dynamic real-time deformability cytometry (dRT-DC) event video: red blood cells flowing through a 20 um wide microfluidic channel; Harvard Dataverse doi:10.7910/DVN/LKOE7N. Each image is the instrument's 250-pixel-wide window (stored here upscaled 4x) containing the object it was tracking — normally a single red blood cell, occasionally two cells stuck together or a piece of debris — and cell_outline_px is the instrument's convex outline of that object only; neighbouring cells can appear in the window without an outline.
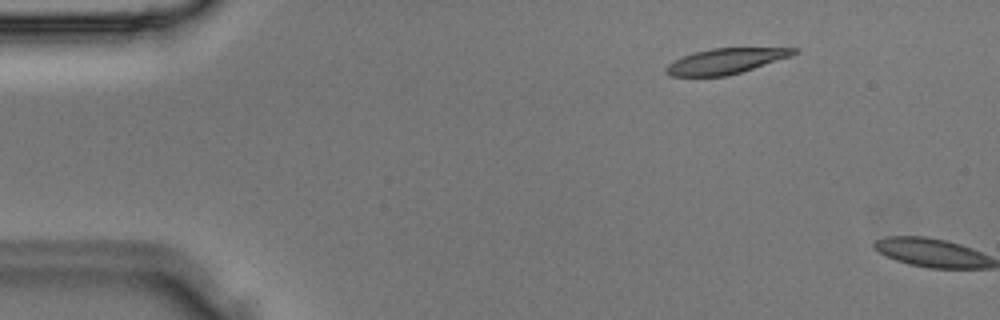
{"species": "Egyptian fruit bat (a non-hibernating species)", "species_latin": "Rousettus aegyptiacus", "temperature_condition": "room temperature", "stored_images_in_passage": 2, "camera_frame_rate_fps": 3000, "um_per_image_px": 0.085, "animal": {"sex": "male"}, "frame": {"image": 1, "passage_image": 2, "time_ms": 0.333, "image_size_px": [1000, 320], "cell_outline_px": [[800, 52], [792, 56], [728, 76], [668, 76], [664, 72], [664, 68], [668, 64], [684, 56], [696, 52], [712, 48], [800, 48]], "centroid_in_image_um": [61.71, 5.2], "position_along_channel_um": 23.3, "area_um2": 18.9}}